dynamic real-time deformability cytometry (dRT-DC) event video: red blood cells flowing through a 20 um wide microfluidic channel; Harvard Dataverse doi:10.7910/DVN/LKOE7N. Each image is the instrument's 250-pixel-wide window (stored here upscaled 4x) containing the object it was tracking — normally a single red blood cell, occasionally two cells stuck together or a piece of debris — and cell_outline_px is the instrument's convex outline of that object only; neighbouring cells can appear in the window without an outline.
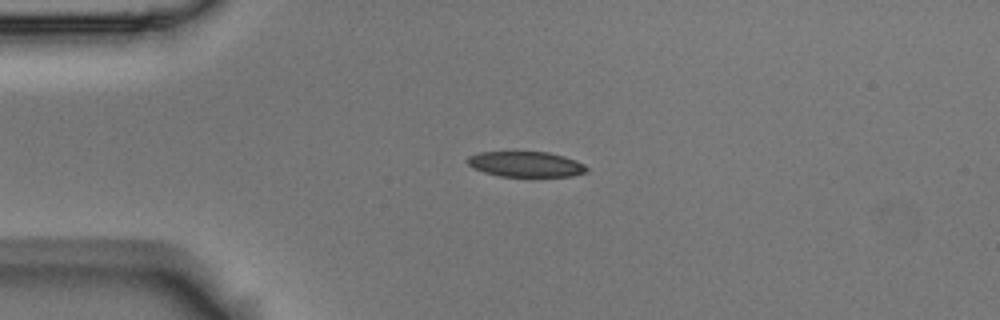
{"species": "Egyptian fruit bat (a non-hibernating species)", "species_latin": "Rousettus aegyptiacus", "temperature_condition": "room temperature", "stored_images_in_passage": 4, "camera_frame_rate_fps": 3000, "um_per_image_px": 0.085, "animal": {"sex": "male"}, "frame": {"image": 1, "passage_image": 3, "time_ms": 0.667, "image_size_px": [1000, 320], "cell_outline_px": [[588, 172], [572, 176], [500, 176], [484, 172], [472, 168], [468, 164], [468, 156], [476, 152], [548, 152], [564, 156], [576, 160], [584, 164], [588, 168]], "centroid_in_image_um": [44.7, 13.95], "position_along_channel_um": 40.3, "area_um2": 17.69}}